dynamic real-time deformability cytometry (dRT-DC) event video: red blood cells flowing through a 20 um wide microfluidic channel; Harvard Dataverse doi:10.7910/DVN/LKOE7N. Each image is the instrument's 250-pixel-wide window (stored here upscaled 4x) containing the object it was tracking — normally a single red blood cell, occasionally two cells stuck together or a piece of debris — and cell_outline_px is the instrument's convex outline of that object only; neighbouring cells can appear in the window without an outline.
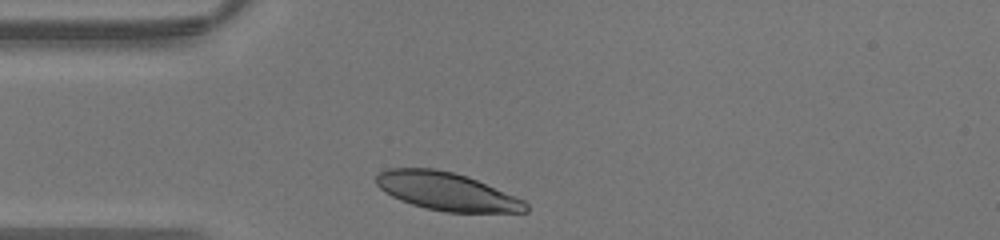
{"species": "human", "species_latin": "Homo sapiens", "temperature_condition": "warm", "stored_images_in_passage": 23, "camera_frame_rate_fps": 3000, "um_per_image_px": 0.085, "donor": {"sex": "male"}, "frame": {"image": 1, "passage_image": 1, "time_ms": 0.0, "image_size_px": [1000, 240], "cell_outline_px": [[528, 212], [444, 212], [412, 204], [400, 200], [384, 192], [376, 184], [376, 176], [380, 172], [388, 168], [436, 168], [452, 172], [476, 180], [524, 200], [528, 204]], "centroid_in_image_um": [37.94, 16.27], "position_along_channel_um": 47.1, "area_um2": 32.77}}
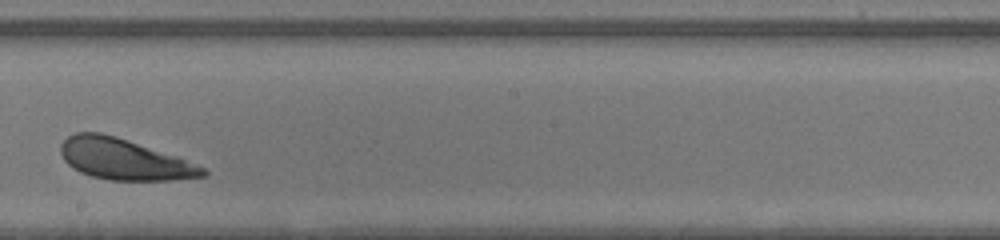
{"frame": {"image": 2, "passage_image": 14, "time_ms": 4.333, "image_size_px": [1000, 240], "cell_outline_px": [[208, 176], [172, 180], [112, 180], [92, 176], [80, 172], [68, 164], [64, 160], [60, 152], [60, 144], [68, 136], [76, 132], [100, 132], [116, 136], [184, 160], [204, 168], [208, 172]], "centroid_in_image_um": [10.49, 13.54], "position_along_channel_um": 237.7, "area_um2": 33.35}}
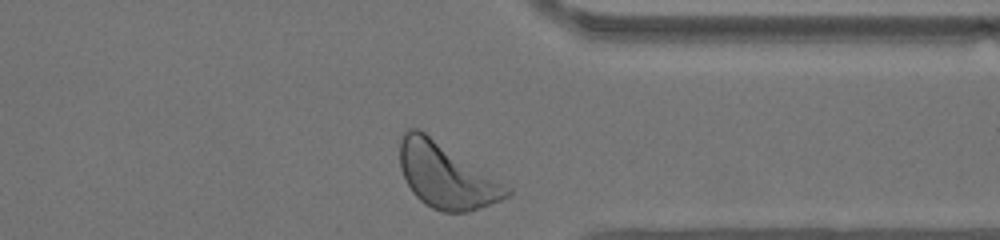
{"frame": {"image": 3, "passage_image": 23, "time_ms": 7.333, "image_size_px": [1000, 240], "cell_outline_px": [[512, 192], [508, 196], [500, 200], [468, 212], [444, 212], [432, 208], [424, 204], [412, 192], [400, 168], [400, 140], [404, 132], [408, 128], [416, 128], [424, 132], [512, 188]], "centroid_in_image_um": [37.91, 14.94], "position_along_channel_um": 373.5, "area_um2": 40.0}}